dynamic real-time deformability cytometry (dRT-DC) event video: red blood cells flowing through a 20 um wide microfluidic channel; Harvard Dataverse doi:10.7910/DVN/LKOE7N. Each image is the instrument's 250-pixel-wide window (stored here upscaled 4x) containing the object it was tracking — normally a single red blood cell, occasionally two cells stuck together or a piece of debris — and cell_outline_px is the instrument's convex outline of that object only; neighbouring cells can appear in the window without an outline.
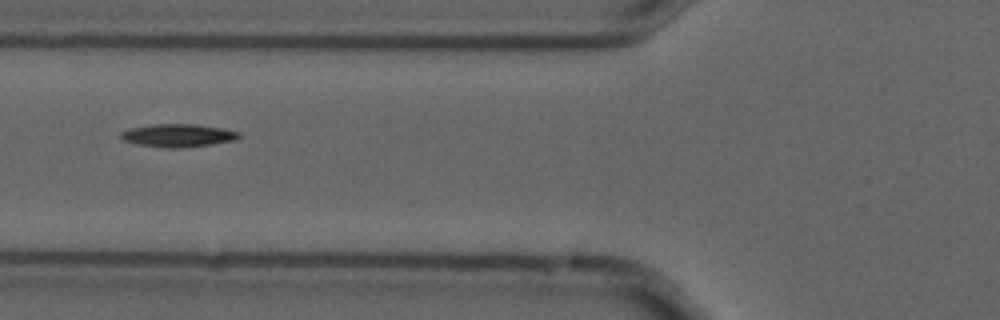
{"species": "common noctule bat (a hibernating species)", "species_latin": "Nyctalus noctula", "temperature_condition": "cold", "stored_images_in_passage": 5, "camera_frame_rate_fps": 3000, "um_per_image_px": 0.085, "animal": {"sex": "male", "forearm_length_mm": 52.5}, "frame": {"image": 1, "passage_image": 3, "time_ms": 0.667, "image_size_px": [1000, 320], "cell_outline_px": [[240, 136], [236, 140], [212, 144], [180, 148], [164, 148], [136, 144], [124, 140], [120, 136], [120, 132], [128, 128], [152, 124], [196, 124], [224, 128], [240, 132]], "centroid_in_image_um": [15.13, 11.51], "position_along_channel_um": 110.7, "area_um2": 16.01}}
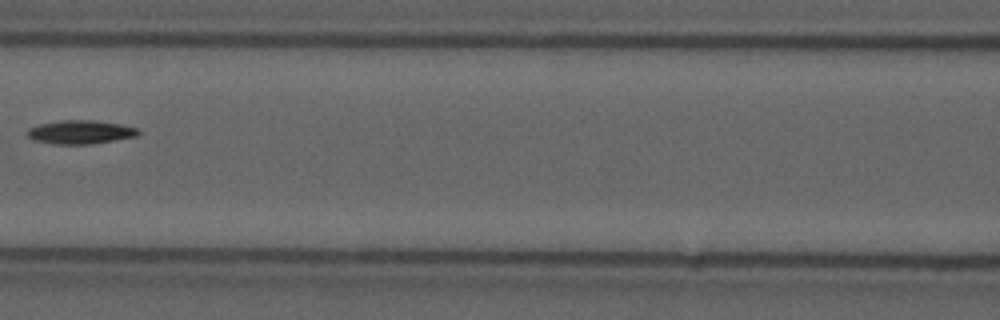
{"frame": {"image": 2, "passage_image": 4, "time_ms": 1.0, "image_size_px": [1000, 320], "cell_outline_px": [[140, 132], [136, 136], [88, 144], [52, 144], [32, 140], [28, 136], [28, 128], [40, 124], [60, 120], [92, 120], [120, 124], [136, 128]], "centroid_in_image_um": [6.78, 11.22], "position_along_channel_um": 159.8, "area_um2": 15.09}}
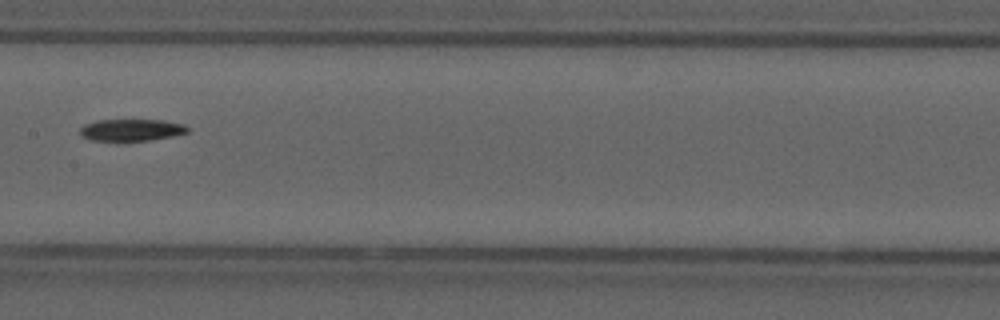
{"frame": {"image": 3, "passage_image": 5, "time_ms": 1.333, "image_size_px": [1000, 320], "cell_outline_px": [[188, 132], [172, 136], [148, 140], [116, 144], [88, 140], [80, 136], [80, 128], [84, 124], [96, 120], [160, 120], [180, 124], [188, 128]], "centroid_in_image_um": [11.01, 11.1], "position_along_channel_um": 196.4, "area_um2": 14.33}}